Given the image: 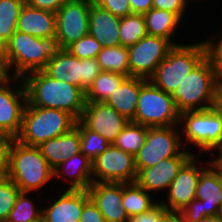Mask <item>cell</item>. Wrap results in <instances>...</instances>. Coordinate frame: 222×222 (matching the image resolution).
Returning a JSON list of instances; mask_svg holds the SVG:
<instances>
[{
	"label": "cell",
	"mask_w": 222,
	"mask_h": 222,
	"mask_svg": "<svg viewBox=\"0 0 222 222\" xmlns=\"http://www.w3.org/2000/svg\"><path fill=\"white\" fill-rule=\"evenodd\" d=\"M27 102L31 106L64 110L80 119L85 108V92L62 80H55L42 70L23 77Z\"/></svg>",
	"instance_id": "obj_1"
},
{
	"label": "cell",
	"mask_w": 222,
	"mask_h": 222,
	"mask_svg": "<svg viewBox=\"0 0 222 222\" xmlns=\"http://www.w3.org/2000/svg\"><path fill=\"white\" fill-rule=\"evenodd\" d=\"M60 50L56 36L39 38L16 31L3 46V60L9 76L23 78L42 70Z\"/></svg>",
	"instance_id": "obj_2"
},
{
	"label": "cell",
	"mask_w": 222,
	"mask_h": 222,
	"mask_svg": "<svg viewBox=\"0 0 222 222\" xmlns=\"http://www.w3.org/2000/svg\"><path fill=\"white\" fill-rule=\"evenodd\" d=\"M7 178L12 180L21 192H42L41 188L54 180V170L39 147L27 146L13 139L8 152Z\"/></svg>",
	"instance_id": "obj_3"
},
{
	"label": "cell",
	"mask_w": 222,
	"mask_h": 222,
	"mask_svg": "<svg viewBox=\"0 0 222 222\" xmlns=\"http://www.w3.org/2000/svg\"><path fill=\"white\" fill-rule=\"evenodd\" d=\"M77 119L70 113L54 108H42L26 104L22 127L15 138L27 146H40L49 139L71 131Z\"/></svg>",
	"instance_id": "obj_4"
},
{
	"label": "cell",
	"mask_w": 222,
	"mask_h": 222,
	"mask_svg": "<svg viewBox=\"0 0 222 222\" xmlns=\"http://www.w3.org/2000/svg\"><path fill=\"white\" fill-rule=\"evenodd\" d=\"M220 85L210 61L205 58L172 92L171 97L180 113L205 110L214 107Z\"/></svg>",
	"instance_id": "obj_5"
},
{
	"label": "cell",
	"mask_w": 222,
	"mask_h": 222,
	"mask_svg": "<svg viewBox=\"0 0 222 222\" xmlns=\"http://www.w3.org/2000/svg\"><path fill=\"white\" fill-rule=\"evenodd\" d=\"M206 58L203 41L174 46L148 79L153 85L172 94L187 75Z\"/></svg>",
	"instance_id": "obj_6"
},
{
	"label": "cell",
	"mask_w": 222,
	"mask_h": 222,
	"mask_svg": "<svg viewBox=\"0 0 222 222\" xmlns=\"http://www.w3.org/2000/svg\"><path fill=\"white\" fill-rule=\"evenodd\" d=\"M178 126L184 135L183 146L194 145L204 153L222 147V116L214 107L180 113Z\"/></svg>",
	"instance_id": "obj_7"
},
{
	"label": "cell",
	"mask_w": 222,
	"mask_h": 222,
	"mask_svg": "<svg viewBox=\"0 0 222 222\" xmlns=\"http://www.w3.org/2000/svg\"><path fill=\"white\" fill-rule=\"evenodd\" d=\"M180 112L171 94L164 92L149 80L140 88V94L132 122L146 127L179 125Z\"/></svg>",
	"instance_id": "obj_8"
},
{
	"label": "cell",
	"mask_w": 222,
	"mask_h": 222,
	"mask_svg": "<svg viewBox=\"0 0 222 222\" xmlns=\"http://www.w3.org/2000/svg\"><path fill=\"white\" fill-rule=\"evenodd\" d=\"M222 208V173L211 162L200 174L195 199L179 214L182 222H200L220 214Z\"/></svg>",
	"instance_id": "obj_9"
},
{
	"label": "cell",
	"mask_w": 222,
	"mask_h": 222,
	"mask_svg": "<svg viewBox=\"0 0 222 222\" xmlns=\"http://www.w3.org/2000/svg\"><path fill=\"white\" fill-rule=\"evenodd\" d=\"M42 71L55 80L65 81L86 92L101 69L96 58L79 59L67 49H61Z\"/></svg>",
	"instance_id": "obj_10"
},
{
	"label": "cell",
	"mask_w": 222,
	"mask_h": 222,
	"mask_svg": "<svg viewBox=\"0 0 222 222\" xmlns=\"http://www.w3.org/2000/svg\"><path fill=\"white\" fill-rule=\"evenodd\" d=\"M182 136L179 126L148 127L145 144L135 155L137 172L153 167L163 159L178 156L186 148Z\"/></svg>",
	"instance_id": "obj_11"
},
{
	"label": "cell",
	"mask_w": 222,
	"mask_h": 222,
	"mask_svg": "<svg viewBox=\"0 0 222 222\" xmlns=\"http://www.w3.org/2000/svg\"><path fill=\"white\" fill-rule=\"evenodd\" d=\"M12 85L10 86L9 84ZM27 92L23 78L8 76L0 81V133L15 139L21 130Z\"/></svg>",
	"instance_id": "obj_12"
},
{
	"label": "cell",
	"mask_w": 222,
	"mask_h": 222,
	"mask_svg": "<svg viewBox=\"0 0 222 222\" xmlns=\"http://www.w3.org/2000/svg\"><path fill=\"white\" fill-rule=\"evenodd\" d=\"M137 174L135 156L113 143L92 161L93 182L133 183Z\"/></svg>",
	"instance_id": "obj_13"
},
{
	"label": "cell",
	"mask_w": 222,
	"mask_h": 222,
	"mask_svg": "<svg viewBox=\"0 0 222 222\" xmlns=\"http://www.w3.org/2000/svg\"><path fill=\"white\" fill-rule=\"evenodd\" d=\"M174 45L163 37L146 35L128 47L129 76L149 79Z\"/></svg>",
	"instance_id": "obj_14"
},
{
	"label": "cell",
	"mask_w": 222,
	"mask_h": 222,
	"mask_svg": "<svg viewBox=\"0 0 222 222\" xmlns=\"http://www.w3.org/2000/svg\"><path fill=\"white\" fill-rule=\"evenodd\" d=\"M198 157L194 153L179 169L177 176L172 181L166 192V201L159 202L169 212H180L192 200L195 199L196 188L201 172L212 160L198 162ZM204 163V164H199ZM200 165V166H199Z\"/></svg>",
	"instance_id": "obj_15"
},
{
	"label": "cell",
	"mask_w": 222,
	"mask_h": 222,
	"mask_svg": "<svg viewBox=\"0 0 222 222\" xmlns=\"http://www.w3.org/2000/svg\"><path fill=\"white\" fill-rule=\"evenodd\" d=\"M90 0H69L56 12V38L61 49L89 34Z\"/></svg>",
	"instance_id": "obj_16"
},
{
	"label": "cell",
	"mask_w": 222,
	"mask_h": 222,
	"mask_svg": "<svg viewBox=\"0 0 222 222\" xmlns=\"http://www.w3.org/2000/svg\"><path fill=\"white\" fill-rule=\"evenodd\" d=\"M79 121L88 130L101 134L111 144L130 122L105 102H86Z\"/></svg>",
	"instance_id": "obj_17"
},
{
	"label": "cell",
	"mask_w": 222,
	"mask_h": 222,
	"mask_svg": "<svg viewBox=\"0 0 222 222\" xmlns=\"http://www.w3.org/2000/svg\"><path fill=\"white\" fill-rule=\"evenodd\" d=\"M185 148L178 156L163 159L153 167L142 169L138 172L136 183L150 194L166 190L168 191L174 178L182 165L193 155Z\"/></svg>",
	"instance_id": "obj_18"
},
{
	"label": "cell",
	"mask_w": 222,
	"mask_h": 222,
	"mask_svg": "<svg viewBox=\"0 0 222 222\" xmlns=\"http://www.w3.org/2000/svg\"><path fill=\"white\" fill-rule=\"evenodd\" d=\"M87 191L106 222L128 221L122 203V183L93 182Z\"/></svg>",
	"instance_id": "obj_19"
},
{
	"label": "cell",
	"mask_w": 222,
	"mask_h": 222,
	"mask_svg": "<svg viewBox=\"0 0 222 222\" xmlns=\"http://www.w3.org/2000/svg\"><path fill=\"white\" fill-rule=\"evenodd\" d=\"M57 199L42 208L43 222H80L84 203L90 198L87 190L64 189Z\"/></svg>",
	"instance_id": "obj_20"
},
{
	"label": "cell",
	"mask_w": 222,
	"mask_h": 222,
	"mask_svg": "<svg viewBox=\"0 0 222 222\" xmlns=\"http://www.w3.org/2000/svg\"><path fill=\"white\" fill-rule=\"evenodd\" d=\"M121 18L100 8L90 0L89 34L103 47L120 45L119 27Z\"/></svg>",
	"instance_id": "obj_21"
},
{
	"label": "cell",
	"mask_w": 222,
	"mask_h": 222,
	"mask_svg": "<svg viewBox=\"0 0 222 222\" xmlns=\"http://www.w3.org/2000/svg\"><path fill=\"white\" fill-rule=\"evenodd\" d=\"M54 178L69 184L66 189L88 190L93 183L92 161L81 152L73 155L54 170Z\"/></svg>",
	"instance_id": "obj_22"
},
{
	"label": "cell",
	"mask_w": 222,
	"mask_h": 222,
	"mask_svg": "<svg viewBox=\"0 0 222 222\" xmlns=\"http://www.w3.org/2000/svg\"><path fill=\"white\" fill-rule=\"evenodd\" d=\"M17 31L39 38L56 36V13L25 3L17 21Z\"/></svg>",
	"instance_id": "obj_23"
},
{
	"label": "cell",
	"mask_w": 222,
	"mask_h": 222,
	"mask_svg": "<svg viewBox=\"0 0 222 222\" xmlns=\"http://www.w3.org/2000/svg\"><path fill=\"white\" fill-rule=\"evenodd\" d=\"M80 131L74 127L68 133L43 142L39 147L53 170L69 157L81 152Z\"/></svg>",
	"instance_id": "obj_24"
},
{
	"label": "cell",
	"mask_w": 222,
	"mask_h": 222,
	"mask_svg": "<svg viewBox=\"0 0 222 222\" xmlns=\"http://www.w3.org/2000/svg\"><path fill=\"white\" fill-rule=\"evenodd\" d=\"M147 79L129 76L110 95L105 103L129 121L134 120L141 86Z\"/></svg>",
	"instance_id": "obj_25"
},
{
	"label": "cell",
	"mask_w": 222,
	"mask_h": 222,
	"mask_svg": "<svg viewBox=\"0 0 222 222\" xmlns=\"http://www.w3.org/2000/svg\"><path fill=\"white\" fill-rule=\"evenodd\" d=\"M147 35L158 36L168 39L174 46L181 43L174 42V33L178 30L183 21L177 14L160 9L151 8L144 13Z\"/></svg>",
	"instance_id": "obj_26"
},
{
	"label": "cell",
	"mask_w": 222,
	"mask_h": 222,
	"mask_svg": "<svg viewBox=\"0 0 222 222\" xmlns=\"http://www.w3.org/2000/svg\"><path fill=\"white\" fill-rule=\"evenodd\" d=\"M155 201L151 194L136 182L122 183V203L128 217L139 215L153 208Z\"/></svg>",
	"instance_id": "obj_27"
},
{
	"label": "cell",
	"mask_w": 222,
	"mask_h": 222,
	"mask_svg": "<svg viewBox=\"0 0 222 222\" xmlns=\"http://www.w3.org/2000/svg\"><path fill=\"white\" fill-rule=\"evenodd\" d=\"M127 76L110 71H101L85 92L86 102H105Z\"/></svg>",
	"instance_id": "obj_28"
},
{
	"label": "cell",
	"mask_w": 222,
	"mask_h": 222,
	"mask_svg": "<svg viewBox=\"0 0 222 222\" xmlns=\"http://www.w3.org/2000/svg\"><path fill=\"white\" fill-rule=\"evenodd\" d=\"M101 71H110L129 77L128 47H103L97 55Z\"/></svg>",
	"instance_id": "obj_29"
},
{
	"label": "cell",
	"mask_w": 222,
	"mask_h": 222,
	"mask_svg": "<svg viewBox=\"0 0 222 222\" xmlns=\"http://www.w3.org/2000/svg\"><path fill=\"white\" fill-rule=\"evenodd\" d=\"M26 0H0V43L4 44L17 31V21Z\"/></svg>",
	"instance_id": "obj_30"
},
{
	"label": "cell",
	"mask_w": 222,
	"mask_h": 222,
	"mask_svg": "<svg viewBox=\"0 0 222 222\" xmlns=\"http://www.w3.org/2000/svg\"><path fill=\"white\" fill-rule=\"evenodd\" d=\"M147 135L148 127L130 121L113 144L119 149L135 156L145 144Z\"/></svg>",
	"instance_id": "obj_31"
},
{
	"label": "cell",
	"mask_w": 222,
	"mask_h": 222,
	"mask_svg": "<svg viewBox=\"0 0 222 222\" xmlns=\"http://www.w3.org/2000/svg\"><path fill=\"white\" fill-rule=\"evenodd\" d=\"M147 35L143 14L132 13L121 18L119 27L120 45L130 47Z\"/></svg>",
	"instance_id": "obj_32"
},
{
	"label": "cell",
	"mask_w": 222,
	"mask_h": 222,
	"mask_svg": "<svg viewBox=\"0 0 222 222\" xmlns=\"http://www.w3.org/2000/svg\"><path fill=\"white\" fill-rule=\"evenodd\" d=\"M30 193L20 192L6 222H41V209L35 205ZM29 196V197H28Z\"/></svg>",
	"instance_id": "obj_33"
},
{
	"label": "cell",
	"mask_w": 222,
	"mask_h": 222,
	"mask_svg": "<svg viewBox=\"0 0 222 222\" xmlns=\"http://www.w3.org/2000/svg\"><path fill=\"white\" fill-rule=\"evenodd\" d=\"M75 127L80 131L81 153L91 161L102 154L111 144L101 134L88 130L79 120Z\"/></svg>",
	"instance_id": "obj_34"
},
{
	"label": "cell",
	"mask_w": 222,
	"mask_h": 222,
	"mask_svg": "<svg viewBox=\"0 0 222 222\" xmlns=\"http://www.w3.org/2000/svg\"><path fill=\"white\" fill-rule=\"evenodd\" d=\"M21 190L9 178L0 184V222H6Z\"/></svg>",
	"instance_id": "obj_35"
},
{
	"label": "cell",
	"mask_w": 222,
	"mask_h": 222,
	"mask_svg": "<svg viewBox=\"0 0 222 222\" xmlns=\"http://www.w3.org/2000/svg\"><path fill=\"white\" fill-rule=\"evenodd\" d=\"M66 49L79 59H95L102 46L97 39L87 34L78 41L73 42Z\"/></svg>",
	"instance_id": "obj_36"
},
{
	"label": "cell",
	"mask_w": 222,
	"mask_h": 222,
	"mask_svg": "<svg viewBox=\"0 0 222 222\" xmlns=\"http://www.w3.org/2000/svg\"><path fill=\"white\" fill-rule=\"evenodd\" d=\"M218 35L219 39L210 36L209 39L203 40V43L206 49V58L210 61L219 83L222 84V33ZM214 39L218 40L214 41Z\"/></svg>",
	"instance_id": "obj_37"
},
{
	"label": "cell",
	"mask_w": 222,
	"mask_h": 222,
	"mask_svg": "<svg viewBox=\"0 0 222 222\" xmlns=\"http://www.w3.org/2000/svg\"><path fill=\"white\" fill-rule=\"evenodd\" d=\"M100 8L109 11L114 16L125 17L132 14L129 0H93Z\"/></svg>",
	"instance_id": "obj_38"
},
{
	"label": "cell",
	"mask_w": 222,
	"mask_h": 222,
	"mask_svg": "<svg viewBox=\"0 0 222 222\" xmlns=\"http://www.w3.org/2000/svg\"><path fill=\"white\" fill-rule=\"evenodd\" d=\"M191 0H152V8L167 10L177 14L181 19L188 10V2Z\"/></svg>",
	"instance_id": "obj_39"
},
{
	"label": "cell",
	"mask_w": 222,
	"mask_h": 222,
	"mask_svg": "<svg viewBox=\"0 0 222 222\" xmlns=\"http://www.w3.org/2000/svg\"><path fill=\"white\" fill-rule=\"evenodd\" d=\"M80 222H106L96 204L89 198L83 205Z\"/></svg>",
	"instance_id": "obj_40"
},
{
	"label": "cell",
	"mask_w": 222,
	"mask_h": 222,
	"mask_svg": "<svg viewBox=\"0 0 222 222\" xmlns=\"http://www.w3.org/2000/svg\"><path fill=\"white\" fill-rule=\"evenodd\" d=\"M166 211V208L158 202L150 210L139 215L129 217L127 222H156Z\"/></svg>",
	"instance_id": "obj_41"
},
{
	"label": "cell",
	"mask_w": 222,
	"mask_h": 222,
	"mask_svg": "<svg viewBox=\"0 0 222 222\" xmlns=\"http://www.w3.org/2000/svg\"><path fill=\"white\" fill-rule=\"evenodd\" d=\"M69 0H26V3L34 8L56 13Z\"/></svg>",
	"instance_id": "obj_42"
},
{
	"label": "cell",
	"mask_w": 222,
	"mask_h": 222,
	"mask_svg": "<svg viewBox=\"0 0 222 222\" xmlns=\"http://www.w3.org/2000/svg\"><path fill=\"white\" fill-rule=\"evenodd\" d=\"M13 138L0 133V171L8 170V152Z\"/></svg>",
	"instance_id": "obj_43"
},
{
	"label": "cell",
	"mask_w": 222,
	"mask_h": 222,
	"mask_svg": "<svg viewBox=\"0 0 222 222\" xmlns=\"http://www.w3.org/2000/svg\"><path fill=\"white\" fill-rule=\"evenodd\" d=\"M132 13L144 14L152 8V0H129Z\"/></svg>",
	"instance_id": "obj_44"
},
{
	"label": "cell",
	"mask_w": 222,
	"mask_h": 222,
	"mask_svg": "<svg viewBox=\"0 0 222 222\" xmlns=\"http://www.w3.org/2000/svg\"><path fill=\"white\" fill-rule=\"evenodd\" d=\"M156 222H182L179 212L166 211Z\"/></svg>",
	"instance_id": "obj_45"
},
{
	"label": "cell",
	"mask_w": 222,
	"mask_h": 222,
	"mask_svg": "<svg viewBox=\"0 0 222 222\" xmlns=\"http://www.w3.org/2000/svg\"><path fill=\"white\" fill-rule=\"evenodd\" d=\"M214 108L222 116V84L219 86L214 102Z\"/></svg>",
	"instance_id": "obj_46"
},
{
	"label": "cell",
	"mask_w": 222,
	"mask_h": 222,
	"mask_svg": "<svg viewBox=\"0 0 222 222\" xmlns=\"http://www.w3.org/2000/svg\"><path fill=\"white\" fill-rule=\"evenodd\" d=\"M218 152V155L216 156L214 153L215 152H210L209 154H212V156L214 155L212 160V163L220 170V172L222 173V147L218 148L216 150Z\"/></svg>",
	"instance_id": "obj_47"
},
{
	"label": "cell",
	"mask_w": 222,
	"mask_h": 222,
	"mask_svg": "<svg viewBox=\"0 0 222 222\" xmlns=\"http://www.w3.org/2000/svg\"><path fill=\"white\" fill-rule=\"evenodd\" d=\"M8 76L3 60V48H0V81L5 80Z\"/></svg>",
	"instance_id": "obj_48"
},
{
	"label": "cell",
	"mask_w": 222,
	"mask_h": 222,
	"mask_svg": "<svg viewBox=\"0 0 222 222\" xmlns=\"http://www.w3.org/2000/svg\"><path fill=\"white\" fill-rule=\"evenodd\" d=\"M200 222H222L221 214L204 217Z\"/></svg>",
	"instance_id": "obj_49"
},
{
	"label": "cell",
	"mask_w": 222,
	"mask_h": 222,
	"mask_svg": "<svg viewBox=\"0 0 222 222\" xmlns=\"http://www.w3.org/2000/svg\"><path fill=\"white\" fill-rule=\"evenodd\" d=\"M7 178V171H0V184Z\"/></svg>",
	"instance_id": "obj_50"
}]
</instances>
